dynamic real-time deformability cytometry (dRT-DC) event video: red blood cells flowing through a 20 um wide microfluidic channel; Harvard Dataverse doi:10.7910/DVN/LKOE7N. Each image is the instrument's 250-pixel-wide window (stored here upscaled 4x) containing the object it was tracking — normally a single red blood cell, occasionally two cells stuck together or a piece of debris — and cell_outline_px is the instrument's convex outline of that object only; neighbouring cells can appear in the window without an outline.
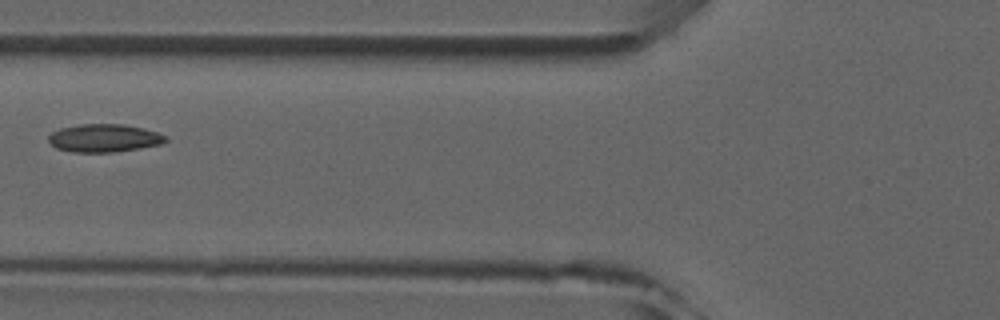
{"species": "common noctule bat (a hibernating species)", "species_latin": "Nyctalus noctula", "temperature_condition": "room temperature", "stored_images_in_passage": 4, "camera_frame_rate_fps": 3000, "um_per_image_px": 0.085, "animal": {"sex": "male", "forearm_length_mm": 52.5}, "frame": {"image": 1, "passage_image": 3, "time_ms": 2.333, "image_size_px": [1000, 320], "cell_outline_px": [[168, 140], [160, 144], [140, 148], [116, 152], [72, 152], [56, 148], [48, 140], [48, 136], [52, 132], [60, 128], [80, 124], [124, 124], [144, 128], [156, 132], [164, 136]], "centroid_in_image_um": [8.83, 11.73], "position_along_channel_um": 117.0, "area_um2": 19.07}}
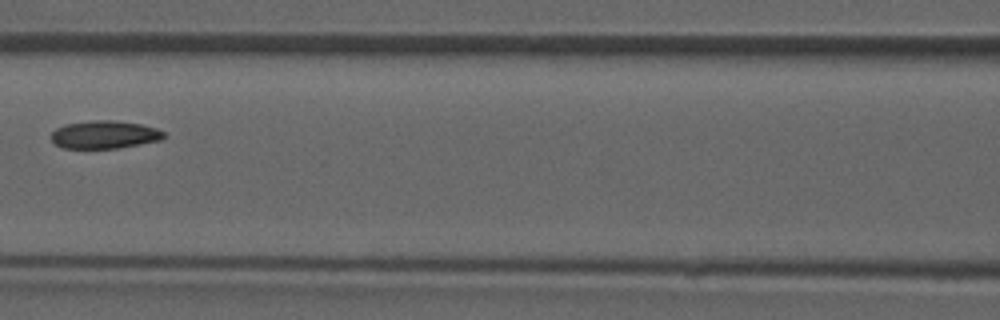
{"frame": {"image": 2, "passage_image": 4, "time_ms": 3.333, "image_size_px": [1000, 320], "cell_outline_px": [[164, 136], [160, 140], [120, 148], [64, 148], [56, 144], [52, 140], [52, 132], [56, 128], [64, 124], [92, 120], [116, 120], [140, 124], [156, 128], [164, 132]], "centroid_in_image_um": [8.87, 11.43], "position_along_channel_um": 157.7, "area_um2": 18.26}}